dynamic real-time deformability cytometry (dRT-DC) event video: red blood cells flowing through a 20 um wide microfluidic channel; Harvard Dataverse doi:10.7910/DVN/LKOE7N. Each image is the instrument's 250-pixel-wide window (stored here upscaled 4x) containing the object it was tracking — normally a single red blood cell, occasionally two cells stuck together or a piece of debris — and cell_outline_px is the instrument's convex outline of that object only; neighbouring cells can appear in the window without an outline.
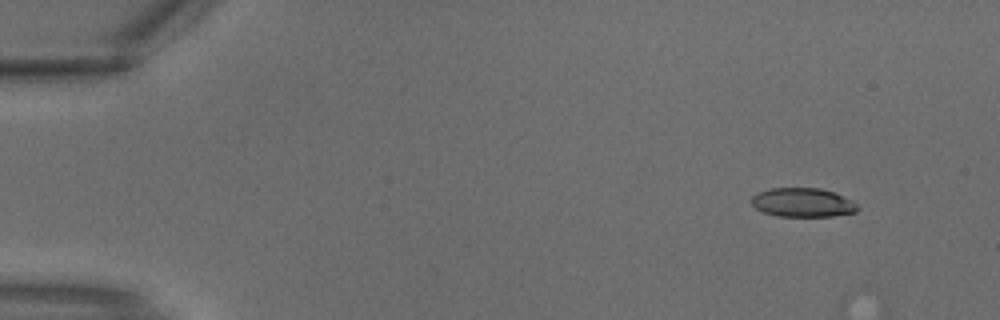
{"species": "common noctule bat (a hibernating species)", "species_latin": "Nyctalus noctula", "temperature_condition": "warm", "stored_images_in_passage": 3, "camera_frame_rate_fps": 3000, "um_per_image_px": 0.085, "animal": {"sex": "male", "body_mass_g": 18.8}, "frame": {"image": 1, "passage_image": 1, "time_ms": 0.0, "image_size_px": [1000, 320], "cell_outline_px": [[860, 208], [856, 212], [832, 216], [776, 216], [764, 212], [756, 208], [748, 200], [756, 192], [772, 188], [820, 188], [832, 192], [852, 200]], "centroid_in_image_um": [68.19, 17.21], "position_along_channel_um": 16.8, "area_um2": 17.98}}